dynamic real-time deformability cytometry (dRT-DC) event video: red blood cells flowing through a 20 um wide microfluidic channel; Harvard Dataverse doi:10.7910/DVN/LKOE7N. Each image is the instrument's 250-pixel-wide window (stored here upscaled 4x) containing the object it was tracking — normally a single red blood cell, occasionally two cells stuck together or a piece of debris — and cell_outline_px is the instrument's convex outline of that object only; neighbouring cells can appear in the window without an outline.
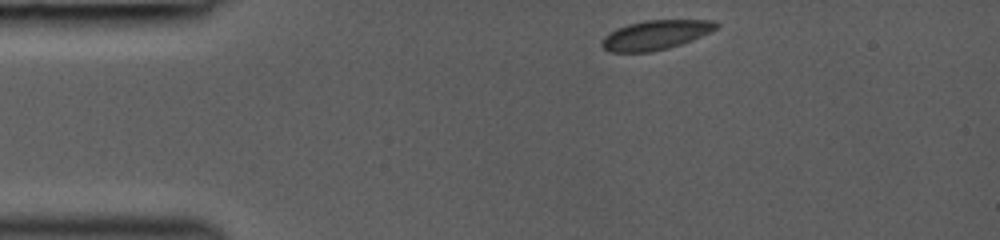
{"species": "common noctule bat (a hibernating species)", "species_latin": "Nyctalus noctula", "temperature_condition": "room temperature", "stored_images_in_passage": 9, "camera_frame_rate_fps": 3000, "um_per_image_px": 0.085, "animal": {"sex": "female", "body_mass_g": 19.0, "forearm_length_mm": 53.3}, "frame": {"image": 1, "passage_image": 1, "time_ms": 0.0, "image_size_px": [1000, 240], "cell_outline_px": [[720, 24], [716, 28], [692, 40], [668, 48], [648, 52], [612, 52], [604, 48], [600, 44], [604, 36], [628, 24], [644, 20], [716, 20]], "centroid_in_image_um": [55.73, 2.96], "position_along_channel_um": 29.3, "area_um2": 19.31}}
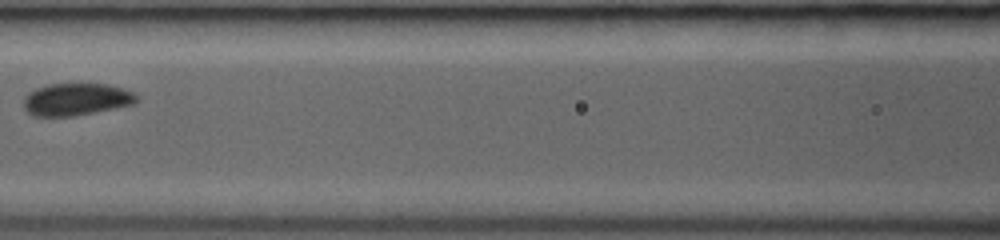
{"frame": {"image": 2, "passage_image": 7, "time_ms": 4.333, "image_size_px": [1000, 240], "cell_outline_px": [[140, 100], [132, 104], [116, 108], [72, 116], [32, 116], [24, 108], [24, 96], [28, 92], [36, 88], [48, 84], [104, 84], [120, 88], [132, 92], [140, 96]], "centroid_in_image_um": [6.47, 8.45], "position_along_channel_um": 160.1, "area_um2": 21.21}}
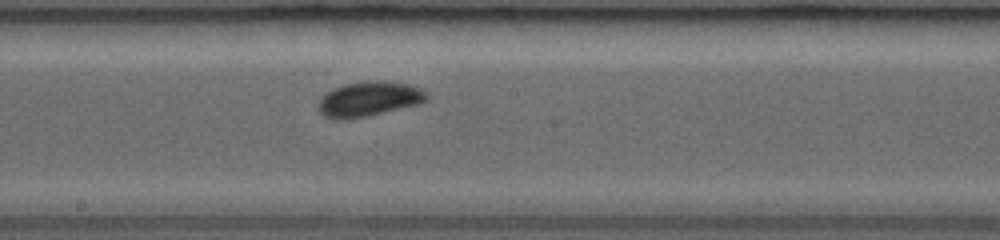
{"frame": {"image": 3, "passage_image": 9, "time_ms": 5.667, "image_size_px": [1000, 240], "cell_outline_px": [[428, 96], [420, 104], [368, 116], [344, 120], [336, 120], [324, 116], [316, 108], [316, 104], [332, 88], [344, 84], [368, 80], [384, 80], [408, 84], [420, 88], [428, 92]], "centroid_in_image_um": [31.34, 8.41], "position_along_channel_um": 216.9, "area_um2": 22.31}}